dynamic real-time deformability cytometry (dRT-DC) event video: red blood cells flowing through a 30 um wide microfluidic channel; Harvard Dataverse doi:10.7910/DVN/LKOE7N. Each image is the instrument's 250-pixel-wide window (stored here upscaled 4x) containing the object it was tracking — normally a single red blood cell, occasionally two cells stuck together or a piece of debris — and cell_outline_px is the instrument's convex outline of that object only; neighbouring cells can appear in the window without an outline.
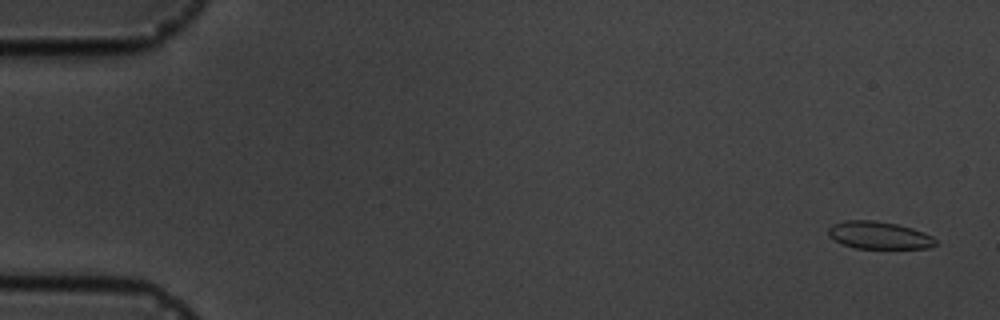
{"species": "common noctule bat (a hibernating species)", "species_latin": "Nyctalus noctula", "temperature_condition": "cold", "stored_images_in_passage": 5, "camera_frame_rate_fps": 3000, "um_per_image_px": 0.085, "animal": {"sex": "male", "body_mass_g": 19.5, "forearm_length_mm": 54.6}, "frame": {"image": 1, "passage_image": 1, "time_ms": 0.0, "image_size_px": [1000, 320], "cell_outline_px": [[936, 244], [928, 248], [856, 248], [840, 244], [828, 236], [828, 228], [832, 224], [844, 220], [876, 220], [896, 224], [912, 228], [924, 232], [932, 236], [936, 240]], "centroid_in_image_um": [74.67, 19.99], "position_along_channel_um": 10.3, "area_um2": 17.28}}
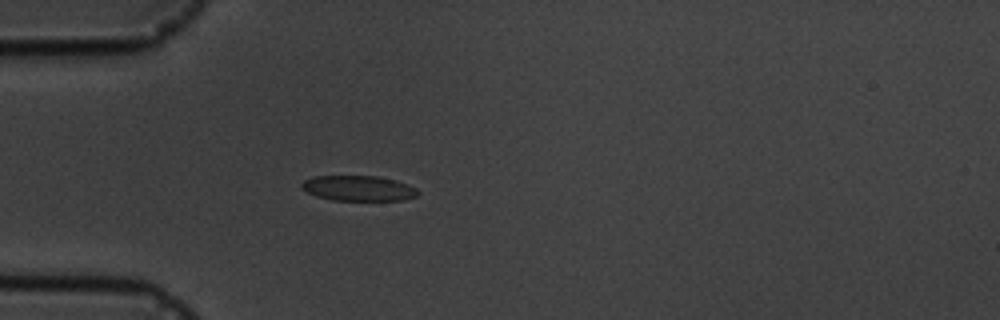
{"frame": {"image": 2, "passage_image": 5, "time_ms": 4.667, "image_size_px": [1000, 320], "cell_outline_px": [[420, 192], [416, 196], [404, 200], [332, 200], [316, 196], [300, 188], [300, 184], [304, 180], [312, 176], [376, 176], [396, 180], [408, 184], [416, 188]], "centroid_in_image_um": [30.46, 16.0], "position_along_channel_um": 54.5, "area_um2": 17.22}}